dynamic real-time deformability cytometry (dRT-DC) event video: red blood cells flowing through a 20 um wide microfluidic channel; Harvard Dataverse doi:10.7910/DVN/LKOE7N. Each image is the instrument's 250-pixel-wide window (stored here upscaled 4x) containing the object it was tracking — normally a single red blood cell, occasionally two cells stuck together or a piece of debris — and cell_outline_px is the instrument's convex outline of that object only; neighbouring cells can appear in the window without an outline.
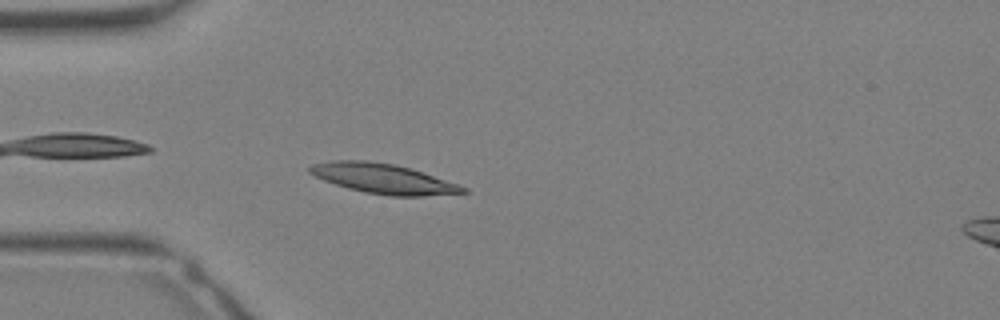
{"species": "Egyptian fruit bat (a non-hibernating species)", "species_latin": "Rousettus aegyptiacus", "temperature_condition": "warm", "stored_images_in_passage": 25, "camera_frame_rate_fps": 3000, "um_per_image_px": 0.085, "animal": {"sex": "female"}, "frame": {"image": 1, "passage_image": 2, "time_ms": 0.333, "image_size_px": [1000, 320], "cell_outline_px": [[468, 192], [424, 196], [388, 196], [364, 192], [348, 188], [324, 180], [308, 172], [308, 168], [312, 164], [332, 160], [368, 160], [396, 164], [412, 168], [468, 188]], "centroid_in_image_um": [32.57, 15.17], "position_along_channel_um": 52.4, "area_um2": 26.7}}
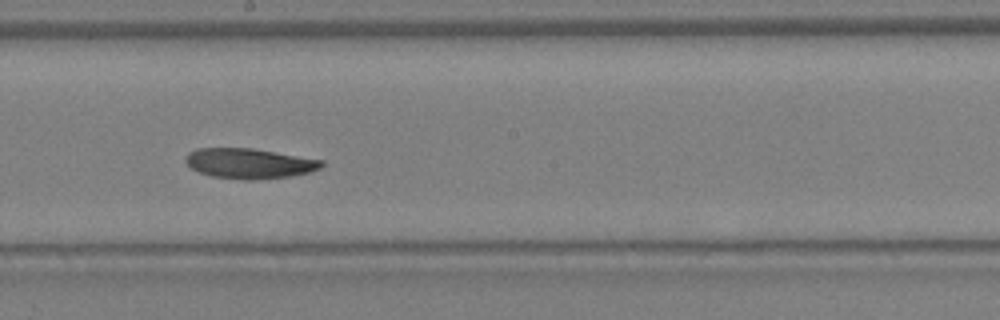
{"frame": {"image": 2, "passage_image": 11, "time_ms": 3.333, "image_size_px": [1000, 320], "cell_outline_px": [[324, 164], [320, 168], [308, 172], [288, 176], [252, 180], [244, 180], [212, 176], [200, 172], [192, 168], [184, 160], [188, 152], [196, 148], [252, 148], [324, 160]], "centroid_in_image_um": [21.17, 13.88], "position_along_channel_um": 227.0, "area_um2": 23.76}}
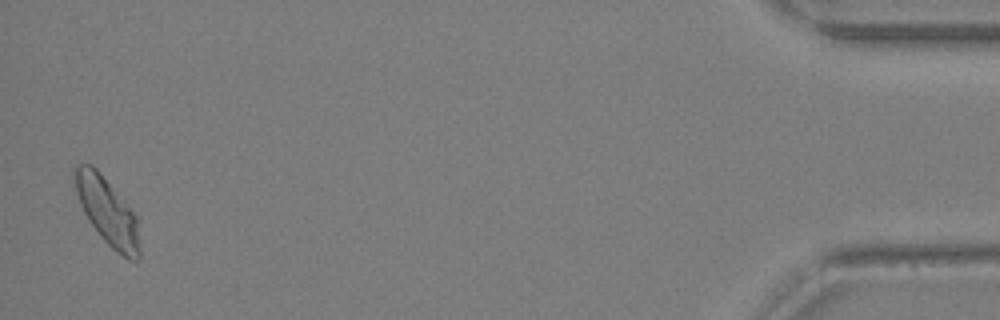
{"frame": {"image": 3, "passage_image": 25, "time_ms": 8.0, "image_size_px": [1000, 320], "cell_outline_px": [[140, 260], [128, 260], [116, 252], [100, 236], [88, 220], [80, 204], [76, 192], [72, 176], [72, 168], [76, 164], [92, 164], [100, 172], [136, 216], [140, 248]], "centroid_in_image_um": [9.09, 17.96], "position_along_channel_um": 426.1, "area_um2": 25.37}}